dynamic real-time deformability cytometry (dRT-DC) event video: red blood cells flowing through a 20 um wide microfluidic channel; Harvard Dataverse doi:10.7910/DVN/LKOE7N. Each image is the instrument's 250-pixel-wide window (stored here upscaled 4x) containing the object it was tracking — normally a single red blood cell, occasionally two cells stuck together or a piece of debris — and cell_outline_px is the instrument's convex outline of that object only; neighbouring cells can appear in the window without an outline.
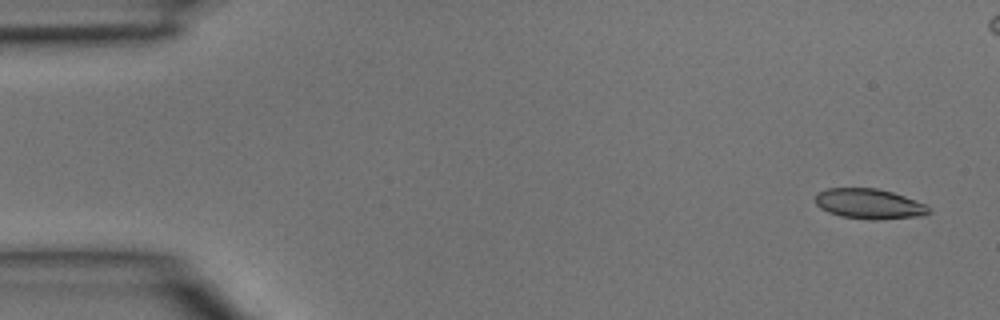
{"species": "common noctule bat (a hibernating species)", "species_latin": "Nyctalus noctula", "temperature_condition": "room temperature", "stored_images_in_passage": 3, "segment_of_instrument_passage": [2, 2], "camera_frame_rate_fps": 3000, "um_per_image_px": 0.085, "animal": {"sex": "male", "body_mass_g": 15.6}, "frame": {"image": 1, "passage_image": 3, "time_ms": 0.667, "image_size_px": [1000, 320], "cell_outline_px": [[932, 212], [924, 216], [876, 220], [872, 220], [840, 216], [828, 212], [820, 208], [816, 204], [816, 192], [828, 188], [876, 188], [892, 192], [928, 204]], "centroid_in_image_um": [73.92, 17.33], "position_along_channel_um": 11.1, "area_um2": 20.23}}